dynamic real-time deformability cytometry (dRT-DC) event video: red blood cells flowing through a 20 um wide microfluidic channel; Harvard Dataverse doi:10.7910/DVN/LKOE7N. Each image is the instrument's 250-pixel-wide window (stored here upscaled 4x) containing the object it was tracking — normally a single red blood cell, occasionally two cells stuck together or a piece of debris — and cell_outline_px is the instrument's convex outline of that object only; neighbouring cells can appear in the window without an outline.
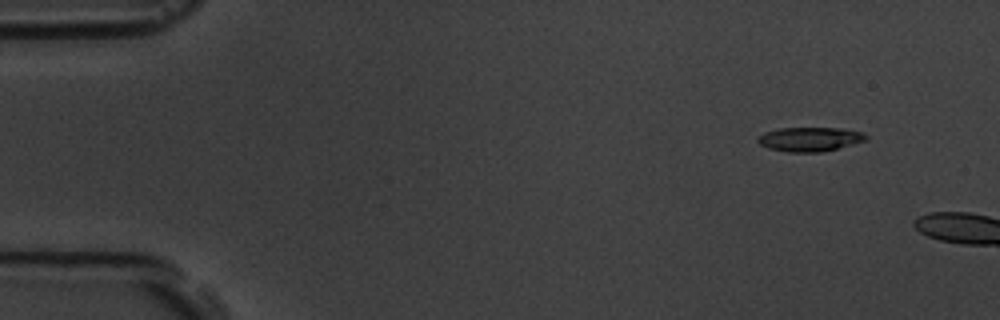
{"species": "common noctule bat (a hibernating species)", "species_latin": "Nyctalus noctula", "temperature_condition": "room temperature", "stored_images_in_passage": 3, "camera_frame_rate_fps": 3000, "um_per_image_px": 0.085, "animal": {"sex": "male", "body_mass_g": 19.5, "forearm_length_mm": 54.6}, "frame": {"image": 1, "passage_image": 2, "time_ms": 1.0, "image_size_px": [1000, 320], "cell_outline_px": [[868, 140], [820, 152], [788, 152], [768, 148], [760, 144], [756, 140], [764, 132], [780, 128], [840, 128], [860, 132], [868, 136]], "centroid_in_image_um": [68.82, 11.83], "position_along_channel_um": 16.2, "area_um2": 15.09}}